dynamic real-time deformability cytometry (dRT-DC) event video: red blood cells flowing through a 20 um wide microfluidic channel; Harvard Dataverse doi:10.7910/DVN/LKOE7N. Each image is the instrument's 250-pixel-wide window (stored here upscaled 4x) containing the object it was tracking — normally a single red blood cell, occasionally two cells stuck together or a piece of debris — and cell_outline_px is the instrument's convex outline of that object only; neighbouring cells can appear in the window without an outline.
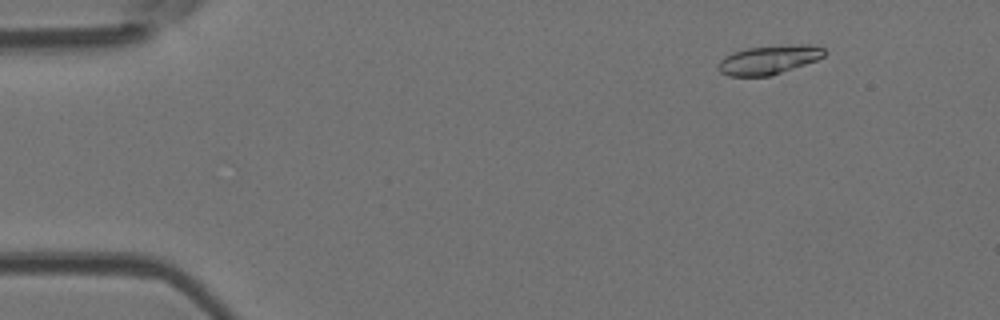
{"species": "Egyptian fruit bat (a non-hibernating species)", "species_latin": "Rousettus aegyptiacus", "temperature_condition": "room temperature", "stored_images_in_passage": 12, "camera_frame_rate_fps": 3000, "um_per_image_px": 0.085, "animal": {"sex": "female"}, "frame": {"image": 1, "passage_image": 3, "time_ms": 0.667, "image_size_px": [1000, 320], "cell_outline_px": [[828, 52], [824, 56], [816, 60], [768, 76], [728, 76], [720, 72], [716, 68], [716, 64], [724, 56], [732, 52], [748, 48], [792, 44], [816, 44], [824, 48]], "centroid_in_image_um": [65.34, 5.06], "position_along_channel_um": 19.7, "area_um2": 18.03}}